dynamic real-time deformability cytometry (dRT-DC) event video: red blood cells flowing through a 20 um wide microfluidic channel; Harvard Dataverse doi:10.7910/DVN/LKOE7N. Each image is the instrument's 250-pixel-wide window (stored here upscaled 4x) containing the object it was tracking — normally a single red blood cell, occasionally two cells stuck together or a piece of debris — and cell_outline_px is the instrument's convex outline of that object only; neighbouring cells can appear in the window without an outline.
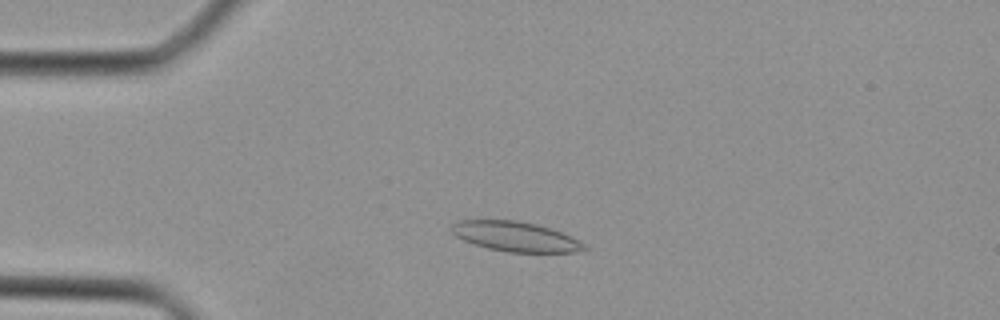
{"species": "Egyptian fruit bat (a non-hibernating species)", "species_latin": "Rousettus aegyptiacus", "temperature_condition": "cold", "stored_images_in_passage": 38, "camera_frame_rate_fps": 3000, "um_per_image_px": 0.085, "animal": {"sex": "female"}, "frame": {"image": 1, "passage_image": 8, "time_ms": 2.333, "image_size_px": [1000, 320], "cell_outline_px": [[588, 248], [576, 252], [508, 252], [488, 248], [464, 240], [456, 236], [452, 232], [452, 224], [460, 220], [516, 220], [536, 224], [560, 232], [580, 240]], "centroid_in_image_um": [43.83, 20.1], "position_along_channel_um": 41.2, "area_um2": 22.77}}
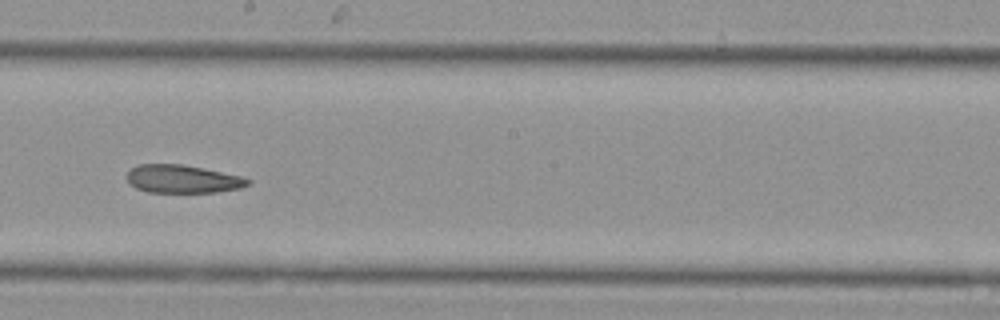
{"frame": {"image": 2, "passage_image": 21, "time_ms": 6.667, "image_size_px": [1000, 320], "cell_outline_px": [[252, 180], [248, 184], [240, 188], [216, 192], [148, 192], [136, 188], [128, 184], [128, 172], [132, 168], [140, 164], [184, 164], [244, 176]], "centroid_in_image_um": [15.55, 15.21], "position_along_channel_um": 232.7, "area_um2": 19.88}}
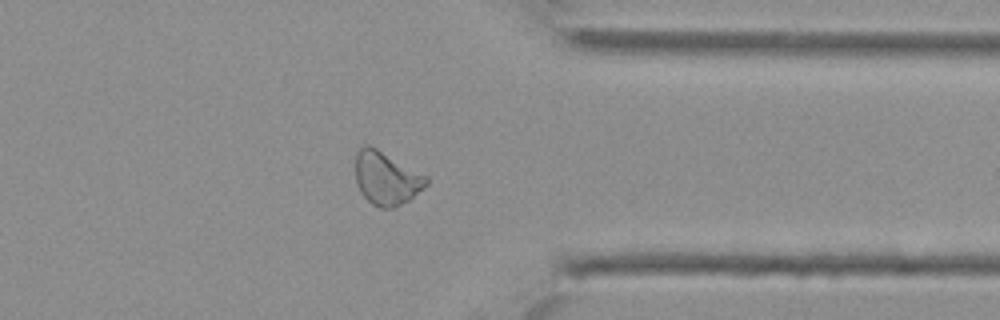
{"frame": {"image": 3, "passage_image": 30, "time_ms": 9.667, "image_size_px": [1000, 320], "cell_outline_px": [[428, 184], [408, 200], [396, 208], [380, 208], [372, 204], [360, 192], [356, 184], [356, 152], [364, 144], [368, 144], [376, 148], [428, 176]], "centroid_in_image_um": [32.83, 15.16], "position_along_channel_um": 378.6, "area_um2": 21.96}}